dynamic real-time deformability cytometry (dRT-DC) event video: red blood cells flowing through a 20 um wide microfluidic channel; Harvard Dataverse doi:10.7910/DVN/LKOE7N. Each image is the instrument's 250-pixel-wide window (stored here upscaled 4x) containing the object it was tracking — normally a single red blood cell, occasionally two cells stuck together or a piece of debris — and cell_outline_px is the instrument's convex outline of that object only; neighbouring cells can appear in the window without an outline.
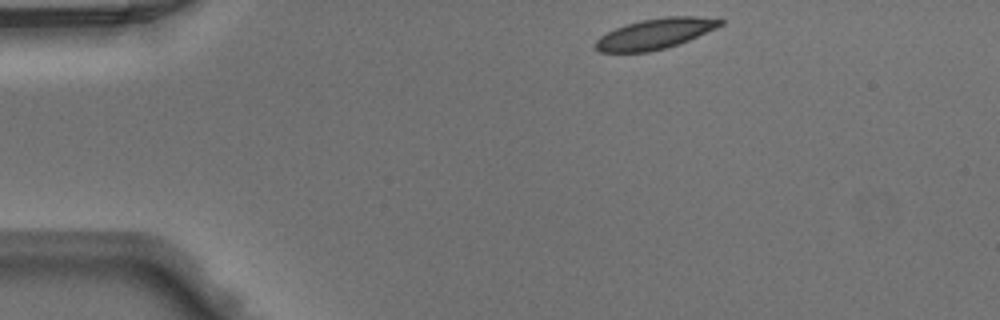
{"species": "Egyptian fruit bat (a non-hibernating species)", "species_latin": "Rousettus aegyptiacus", "temperature_condition": "warm", "stored_images_in_passage": 41, "camera_frame_rate_fps": 3000, "um_per_image_px": 0.085, "animal": {"sex": "male"}, "frame": {"image": 1, "passage_image": 1, "time_ms": 0.0, "image_size_px": [1000, 320], "cell_outline_px": [[724, 24], [716, 28], [680, 44], [648, 52], [600, 52], [592, 44], [600, 36], [616, 28], [640, 20], [664, 16], [696, 16], [724, 20]], "centroid_in_image_um": [55.69, 2.87], "position_along_channel_um": 29.3, "area_um2": 22.14}}
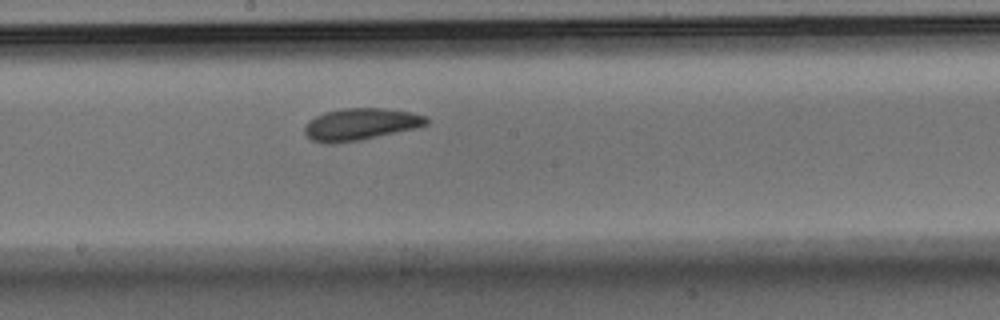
{"frame": {"image": 2, "passage_image": 19, "time_ms": 6.0, "image_size_px": [1000, 320], "cell_outline_px": [[428, 124], [412, 128], [360, 140], [332, 144], [328, 144], [312, 140], [304, 132], [304, 124], [308, 120], [324, 112], [344, 108], [384, 108], [412, 112], [428, 116]], "centroid_in_image_um": [30.61, 10.55], "position_along_channel_um": 217.6, "area_um2": 22.6}}
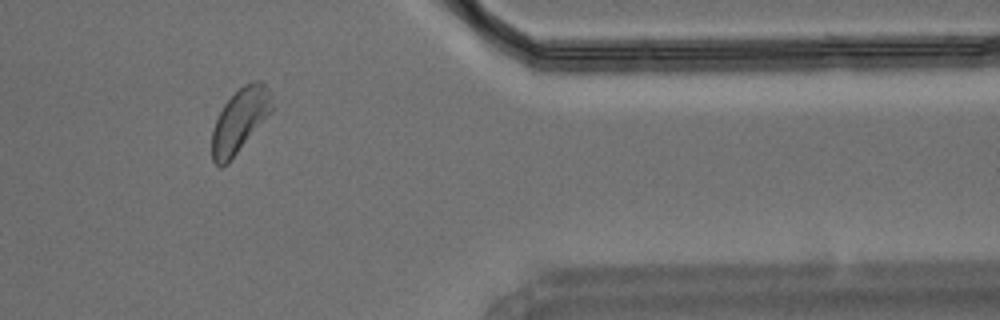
{"frame": {"image": 3, "passage_image": 33, "time_ms": 10.667, "image_size_px": [1000, 320], "cell_outline_px": [[272, 112], [228, 164], [220, 168], [212, 160], [212, 132], [216, 120], [224, 104], [244, 84], [252, 80], [260, 80], [268, 88], [272, 96]], "centroid_in_image_um": [20.4, 10.25], "position_along_channel_um": 391.0, "area_um2": 22.37}}